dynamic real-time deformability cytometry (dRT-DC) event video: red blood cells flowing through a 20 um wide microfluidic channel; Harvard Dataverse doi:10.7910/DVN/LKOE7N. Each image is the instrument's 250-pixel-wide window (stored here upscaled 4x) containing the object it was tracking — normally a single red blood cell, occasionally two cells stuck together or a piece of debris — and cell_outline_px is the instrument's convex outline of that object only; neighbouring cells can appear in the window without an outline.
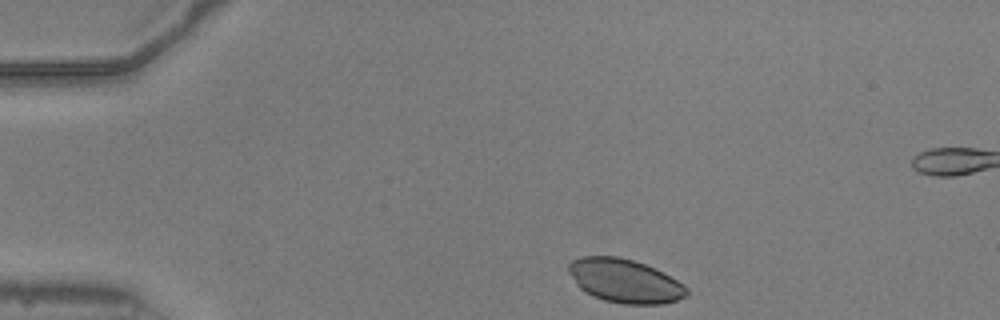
{"species": "common noctule bat (a hibernating species)", "species_latin": "Nyctalus noctula", "temperature_condition": "warm", "stored_images_in_passage": 44, "segment_of_instrument_passage": [1, 2], "camera_frame_rate_fps": 3000, "um_per_image_px": 0.085, "animal": {"sex": "male", "body_mass_g": 20.5, "forearm_length_mm": 52.5}, "frame": {"image": 1, "passage_image": 1, "time_ms": 0.0, "image_size_px": [1000, 320], "cell_outline_px": [[688, 296], [664, 304], [624, 304], [604, 300], [592, 296], [584, 292], [576, 284], [568, 272], [568, 264], [572, 260], [580, 256], [616, 256], [632, 260], [644, 264], [664, 272], [684, 284], [688, 288]], "centroid_in_image_um": [53.11, 23.88], "position_along_channel_um": 31.9, "area_um2": 30.29}}
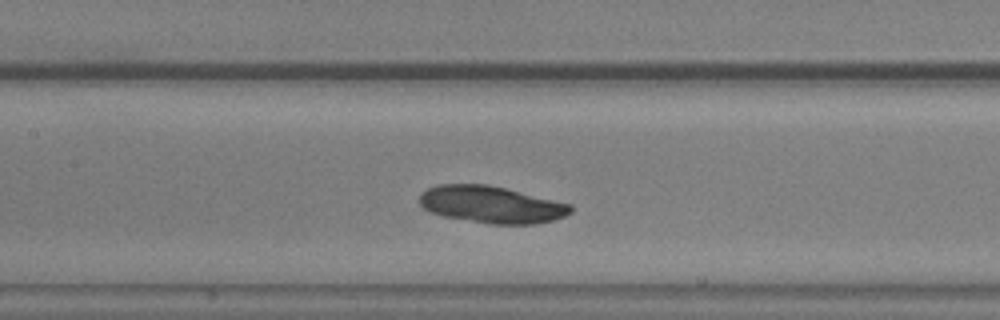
{"frame": {"image": 2, "passage_image": 16, "time_ms": 5.0, "image_size_px": [1000, 320], "cell_outline_px": [[572, 212], [564, 216], [552, 220], [536, 224], [488, 224], [444, 216], [432, 212], [424, 208], [420, 204], [420, 196], [428, 188], [440, 184], [488, 184], [572, 204]], "centroid_in_image_um": [41.79, 17.39], "position_along_channel_um": 165.6, "area_um2": 32.43}}
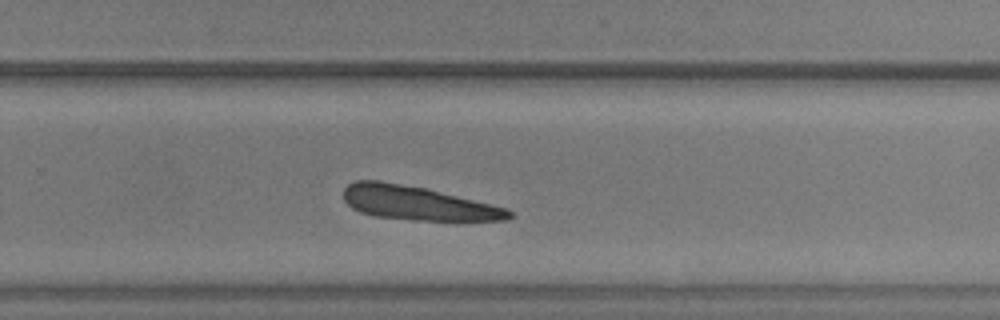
{"frame": {"image": 3, "passage_image": 26, "time_ms": 8.333, "image_size_px": [1000, 320], "cell_outline_px": [[512, 216], [508, 220], [412, 220], [376, 216], [360, 212], [352, 208], [344, 200], [344, 188], [348, 184], [356, 180], [380, 180], [428, 188], [508, 208], [512, 212]], "centroid_in_image_um": [35.49, 17.25], "position_along_channel_um": 294.3, "area_um2": 32.83}}